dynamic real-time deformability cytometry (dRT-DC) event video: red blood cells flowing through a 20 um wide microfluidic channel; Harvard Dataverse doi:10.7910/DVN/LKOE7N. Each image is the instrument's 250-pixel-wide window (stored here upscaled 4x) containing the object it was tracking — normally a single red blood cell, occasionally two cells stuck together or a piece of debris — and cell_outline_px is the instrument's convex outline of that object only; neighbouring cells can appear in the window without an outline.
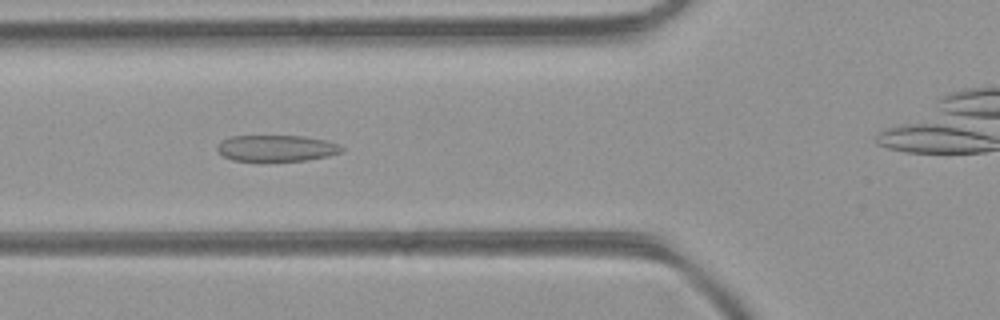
{"species": "common noctule bat (a hibernating species)", "species_latin": "Nyctalus noctula", "temperature_condition": "room temperature", "stored_images_in_passage": 30, "camera_frame_rate_fps": 3000, "um_per_image_px": 0.085, "animal": {"sex": "female", "body_mass_g": 21.9}, "frame": {"image": 1, "passage_image": 6, "time_ms": 1.667, "image_size_px": [1000, 320], "cell_outline_px": [[344, 148], [340, 152], [328, 156], [304, 160], [260, 164], [232, 160], [224, 156], [216, 148], [224, 140], [232, 136], [304, 136], [324, 140], [340, 144]], "centroid_in_image_um": [23.49, 12.64], "position_along_channel_um": 102.3, "area_um2": 19.65}}
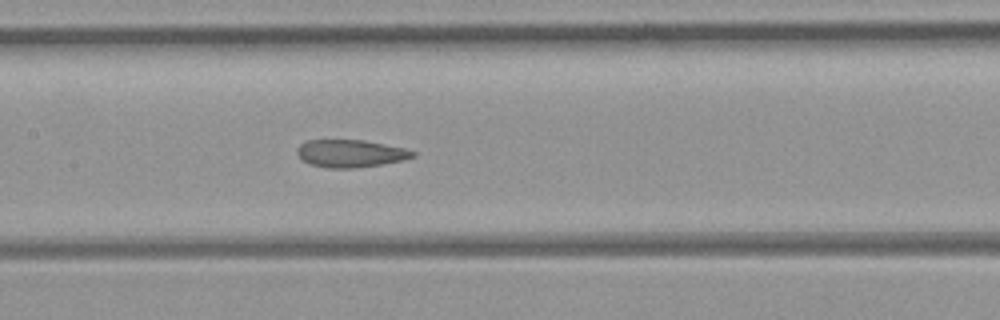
{"frame": {"image": 2, "passage_image": 11, "time_ms": 3.333, "image_size_px": [1000, 320], "cell_outline_px": [[416, 156], [404, 160], [384, 164], [356, 168], [328, 168], [308, 164], [296, 152], [296, 148], [300, 144], [308, 140], [364, 140], [404, 148], [416, 152]], "centroid_in_image_um": [29.81, 13.05], "position_along_channel_um": 177.6, "area_um2": 18.67}}
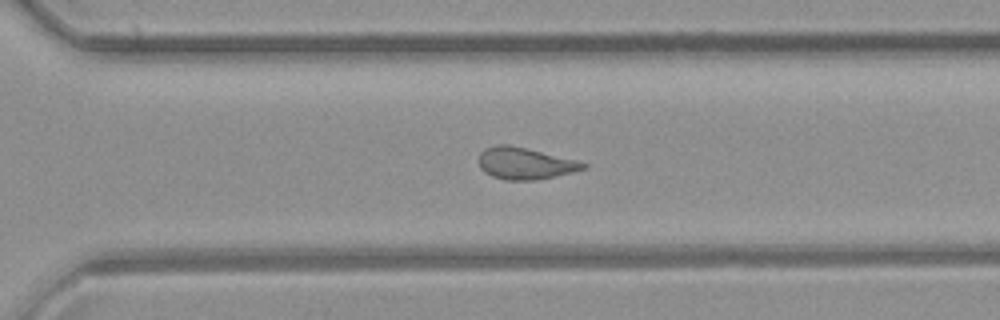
{"frame": {"image": 3, "passage_image": 21, "time_ms": 6.667, "image_size_px": [1000, 320], "cell_outline_px": [[588, 168], [572, 172], [536, 180], [504, 180], [492, 176], [484, 172], [480, 168], [480, 152], [484, 148], [500, 144], [508, 144], [576, 160], [588, 164]], "centroid_in_image_um": [44.62, 13.89], "position_along_channel_um": 326.0, "area_um2": 19.19}, "authors_computed_cell_mechanics": {"area_um2": 19.4208, "velocity_mm_per_s": 4.4675, "shape_relaxation_time_tau1_ms": null, "shape_relaxation_time_tau2_ms": 1.645, "deformation_change_tau1": null, "deformation_change_tau2": 0.1025}}